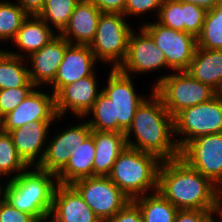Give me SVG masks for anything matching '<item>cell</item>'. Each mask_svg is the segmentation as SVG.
<instances>
[{"label": "cell", "instance_id": "cell-1", "mask_svg": "<svg viewBox=\"0 0 222 222\" xmlns=\"http://www.w3.org/2000/svg\"><path fill=\"white\" fill-rule=\"evenodd\" d=\"M148 95L138 106L131 126L124 133L126 144L153 154L161 161L176 159L180 157V148L174 135V117L169 114L153 88ZM133 135L134 138H131Z\"/></svg>", "mask_w": 222, "mask_h": 222}, {"label": "cell", "instance_id": "cell-2", "mask_svg": "<svg viewBox=\"0 0 222 222\" xmlns=\"http://www.w3.org/2000/svg\"><path fill=\"white\" fill-rule=\"evenodd\" d=\"M109 71L106 85L84 118L92 130L125 133L148 95L137 93L132 76L118 68Z\"/></svg>", "mask_w": 222, "mask_h": 222}, {"label": "cell", "instance_id": "cell-3", "mask_svg": "<svg viewBox=\"0 0 222 222\" xmlns=\"http://www.w3.org/2000/svg\"><path fill=\"white\" fill-rule=\"evenodd\" d=\"M158 191L179 210H212L218 198L216 185L180 157L161 162Z\"/></svg>", "mask_w": 222, "mask_h": 222}, {"label": "cell", "instance_id": "cell-4", "mask_svg": "<svg viewBox=\"0 0 222 222\" xmlns=\"http://www.w3.org/2000/svg\"><path fill=\"white\" fill-rule=\"evenodd\" d=\"M58 184L55 174L31 167L16 178L1 182L0 192L13 207L38 222L49 219Z\"/></svg>", "mask_w": 222, "mask_h": 222}, {"label": "cell", "instance_id": "cell-5", "mask_svg": "<svg viewBox=\"0 0 222 222\" xmlns=\"http://www.w3.org/2000/svg\"><path fill=\"white\" fill-rule=\"evenodd\" d=\"M161 160L150 153L126 146L108 177L131 200L158 190Z\"/></svg>", "mask_w": 222, "mask_h": 222}, {"label": "cell", "instance_id": "cell-6", "mask_svg": "<svg viewBox=\"0 0 222 222\" xmlns=\"http://www.w3.org/2000/svg\"><path fill=\"white\" fill-rule=\"evenodd\" d=\"M154 79L151 88L172 117L185 108L208 102L218 94L187 71L164 72V75Z\"/></svg>", "mask_w": 222, "mask_h": 222}, {"label": "cell", "instance_id": "cell-7", "mask_svg": "<svg viewBox=\"0 0 222 222\" xmlns=\"http://www.w3.org/2000/svg\"><path fill=\"white\" fill-rule=\"evenodd\" d=\"M126 19V20H125ZM121 13H101L90 48L100 64L119 68L127 56L128 40L134 27Z\"/></svg>", "mask_w": 222, "mask_h": 222}, {"label": "cell", "instance_id": "cell-8", "mask_svg": "<svg viewBox=\"0 0 222 222\" xmlns=\"http://www.w3.org/2000/svg\"><path fill=\"white\" fill-rule=\"evenodd\" d=\"M222 132V93L174 116V135L180 150L191 140Z\"/></svg>", "mask_w": 222, "mask_h": 222}, {"label": "cell", "instance_id": "cell-9", "mask_svg": "<svg viewBox=\"0 0 222 222\" xmlns=\"http://www.w3.org/2000/svg\"><path fill=\"white\" fill-rule=\"evenodd\" d=\"M72 186L101 222L112 218L131 200L108 176L83 178Z\"/></svg>", "mask_w": 222, "mask_h": 222}, {"label": "cell", "instance_id": "cell-10", "mask_svg": "<svg viewBox=\"0 0 222 222\" xmlns=\"http://www.w3.org/2000/svg\"><path fill=\"white\" fill-rule=\"evenodd\" d=\"M143 24V25H142ZM141 26L165 55L167 65L173 71H186L197 48L196 37L154 22H142Z\"/></svg>", "mask_w": 222, "mask_h": 222}, {"label": "cell", "instance_id": "cell-11", "mask_svg": "<svg viewBox=\"0 0 222 222\" xmlns=\"http://www.w3.org/2000/svg\"><path fill=\"white\" fill-rule=\"evenodd\" d=\"M118 69L134 77L143 73H155L161 69L173 72L167 65L164 53L156 47L154 40L141 26L138 31L134 29L131 32L127 56Z\"/></svg>", "mask_w": 222, "mask_h": 222}, {"label": "cell", "instance_id": "cell-12", "mask_svg": "<svg viewBox=\"0 0 222 222\" xmlns=\"http://www.w3.org/2000/svg\"><path fill=\"white\" fill-rule=\"evenodd\" d=\"M180 158L217 185L222 180V132L189 141L180 150Z\"/></svg>", "mask_w": 222, "mask_h": 222}, {"label": "cell", "instance_id": "cell-13", "mask_svg": "<svg viewBox=\"0 0 222 222\" xmlns=\"http://www.w3.org/2000/svg\"><path fill=\"white\" fill-rule=\"evenodd\" d=\"M83 119L79 124L65 126V130L48 137L44 157L37 167L39 170L57 175L68 163L74 146L81 144L92 133V129ZM51 137V138H50ZM51 139V140H49Z\"/></svg>", "mask_w": 222, "mask_h": 222}, {"label": "cell", "instance_id": "cell-14", "mask_svg": "<svg viewBox=\"0 0 222 222\" xmlns=\"http://www.w3.org/2000/svg\"><path fill=\"white\" fill-rule=\"evenodd\" d=\"M96 70L92 75L81 78L74 83L64 86L55 95V110L57 116L66 117L69 112L75 118H84L102 92L98 84Z\"/></svg>", "mask_w": 222, "mask_h": 222}, {"label": "cell", "instance_id": "cell-15", "mask_svg": "<svg viewBox=\"0 0 222 222\" xmlns=\"http://www.w3.org/2000/svg\"><path fill=\"white\" fill-rule=\"evenodd\" d=\"M55 95L35 87L11 112L0 119V129L10 132L36 120H55Z\"/></svg>", "mask_w": 222, "mask_h": 222}, {"label": "cell", "instance_id": "cell-16", "mask_svg": "<svg viewBox=\"0 0 222 222\" xmlns=\"http://www.w3.org/2000/svg\"><path fill=\"white\" fill-rule=\"evenodd\" d=\"M61 120L60 116L55 120H36L8 132L18 155L29 168L39 166L46 151L50 127Z\"/></svg>", "mask_w": 222, "mask_h": 222}, {"label": "cell", "instance_id": "cell-17", "mask_svg": "<svg viewBox=\"0 0 222 222\" xmlns=\"http://www.w3.org/2000/svg\"><path fill=\"white\" fill-rule=\"evenodd\" d=\"M98 63L89 45L70 44L64 53L54 81L48 86L56 95L64 86L92 75Z\"/></svg>", "mask_w": 222, "mask_h": 222}, {"label": "cell", "instance_id": "cell-18", "mask_svg": "<svg viewBox=\"0 0 222 222\" xmlns=\"http://www.w3.org/2000/svg\"><path fill=\"white\" fill-rule=\"evenodd\" d=\"M69 45L65 38L57 34L47 45L26 58L29 79L36 87L47 88L54 81Z\"/></svg>", "mask_w": 222, "mask_h": 222}, {"label": "cell", "instance_id": "cell-19", "mask_svg": "<svg viewBox=\"0 0 222 222\" xmlns=\"http://www.w3.org/2000/svg\"><path fill=\"white\" fill-rule=\"evenodd\" d=\"M49 219L52 222H101L72 185L58 184Z\"/></svg>", "mask_w": 222, "mask_h": 222}, {"label": "cell", "instance_id": "cell-20", "mask_svg": "<svg viewBox=\"0 0 222 222\" xmlns=\"http://www.w3.org/2000/svg\"><path fill=\"white\" fill-rule=\"evenodd\" d=\"M101 11L89 0H80L60 34L70 44L89 45L93 42Z\"/></svg>", "mask_w": 222, "mask_h": 222}, {"label": "cell", "instance_id": "cell-21", "mask_svg": "<svg viewBox=\"0 0 222 222\" xmlns=\"http://www.w3.org/2000/svg\"><path fill=\"white\" fill-rule=\"evenodd\" d=\"M57 33L54 32L38 15H29L12 40L13 47L19 50L5 49L8 53L26 59L34 52L47 45Z\"/></svg>", "mask_w": 222, "mask_h": 222}, {"label": "cell", "instance_id": "cell-22", "mask_svg": "<svg viewBox=\"0 0 222 222\" xmlns=\"http://www.w3.org/2000/svg\"><path fill=\"white\" fill-rule=\"evenodd\" d=\"M95 156L93 176H108L120 153L126 148L124 133L92 130Z\"/></svg>", "mask_w": 222, "mask_h": 222}, {"label": "cell", "instance_id": "cell-23", "mask_svg": "<svg viewBox=\"0 0 222 222\" xmlns=\"http://www.w3.org/2000/svg\"><path fill=\"white\" fill-rule=\"evenodd\" d=\"M186 71L194 79L222 93V50L197 47Z\"/></svg>", "mask_w": 222, "mask_h": 222}, {"label": "cell", "instance_id": "cell-24", "mask_svg": "<svg viewBox=\"0 0 222 222\" xmlns=\"http://www.w3.org/2000/svg\"><path fill=\"white\" fill-rule=\"evenodd\" d=\"M95 144L90 134L83 143L73 147L67 165L56 175L59 184L72 185L75 181L93 176Z\"/></svg>", "mask_w": 222, "mask_h": 222}, {"label": "cell", "instance_id": "cell-25", "mask_svg": "<svg viewBox=\"0 0 222 222\" xmlns=\"http://www.w3.org/2000/svg\"><path fill=\"white\" fill-rule=\"evenodd\" d=\"M27 60L0 48V90L36 87L29 79Z\"/></svg>", "mask_w": 222, "mask_h": 222}, {"label": "cell", "instance_id": "cell-26", "mask_svg": "<svg viewBox=\"0 0 222 222\" xmlns=\"http://www.w3.org/2000/svg\"><path fill=\"white\" fill-rule=\"evenodd\" d=\"M133 201L139 207L143 222H174L179 210L158 190L134 198Z\"/></svg>", "mask_w": 222, "mask_h": 222}, {"label": "cell", "instance_id": "cell-27", "mask_svg": "<svg viewBox=\"0 0 222 222\" xmlns=\"http://www.w3.org/2000/svg\"><path fill=\"white\" fill-rule=\"evenodd\" d=\"M28 168L18 155L10 134L0 129V183L4 177L5 181L11 180Z\"/></svg>", "mask_w": 222, "mask_h": 222}, {"label": "cell", "instance_id": "cell-28", "mask_svg": "<svg viewBox=\"0 0 222 222\" xmlns=\"http://www.w3.org/2000/svg\"><path fill=\"white\" fill-rule=\"evenodd\" d=\"M196 40L199 48L222 50V0L206 12L201 33Z\"/></svg>", "mask_w": 222, "mask_h": 222}, {"label": "cell", "instance_id": "cell-29", "mask_svg": "<svg viewBox=\"0 0 222 222\" xmlns=\"http://www.w3.org/2000/svg\"><path fill=\"white\" fill-rule=\"evenodd\" d=\"M80 0H45V5L39 17L55 33L61 34L67 27L70 16ZM54 28V29H53Z\"/></svg>", "mask_w": 222, "mask_h": 222}, {"label": "cell", "instance_id": "cell-30", "mask_svg": "<svg viewBox=\"0 0 222 222\" xmlns=\"http://www.w3.org/2000/svg\"><path fill=\"white\" fill-rule=\"evenodd\" d=\"M29 15L15 2L0 0V42L12 41Z\"/></svg>", "mask_w": 222, "mask_h": 222}, {"label": "cell", "instance_id": "cell-31", "mask_svg": "<svg viewBox=\"0 0 222 222\" xmlns=\"http://www.w3.org/2000/svg\"><path fill=\"white\" fill-rule=\"evenodd\" d=\"M156 18L159 24L184 32L183 1L163 0Z\"/></svg>", "mask_w": 222, "mask_h": 222}, {"label": "cell", "instance_id": "cell-32", "mask_svg": "<svg viewBox=\"0 0 222 222\" xmlns=\"http://www.w3.org/2000/svg\"><path fill=\"white\" fill-rule=\"evenodd\" d=\"M206 10L195 3L183 2L184 32L197 37L202 30Z\"/></svg>", "mask_w": 222, "mask_h": 222}, {"label": "cell", "instance_id": "cell-33", "mask_svg": "<svg viewBox=\"0 0 222 222\" xmlns=\"http://www.w3.org/2000/svg\"><path fill=\"white\" fill-rule=\"evenodd\" d=\"M35 87H17L0 90V119L13 111Z\"/></svg>", "mask_w": 222, "mask_h": 222}, {"label": "cell", "instance_id": "cell-34", "mask_svg": "<svg viewBox=\"0 0 222 222\" xmlns=\"http://www.w3.org/2000/svg\"><path fill=\"white\" fill-rule=\"evenodd\" d=\"M163 0H126L124 13L123 15L127 18H130L131 16L134 17H141L142 19L145 17L143 15H148L149 13L153 14L151 16H158L160 7L162 5Z\"/></svg>", "mask_w": 222, "mask_h": 222}, {"label": "cell", "instance_id": "cell-35", "mask_svg": "<svg viewBox=\"0 0 222 222\" xmlns=\"http://www.w3.org/2000/svg\"><path fill=\"white\" fill-rule=\"evenodd\" d=\"M0 222H37L30 214L13 207L0 192Z\"/></svg>", "mask_w": 222, "mask_h": 222}, {"label": "cell", "instance_id": "cell-36", "mask_svg": "<svg viewBox=\"0 0 222 222\" xmlns=\"http://www.w3.org/2000/svg\"><path fill=\"white\" fill-rule=\"evenodd\" d=\"M106 222H143L138 205L130 200L119 212Z\"/></svg>", "mask_w": 222, "mask_h": 222}, {"label": "cell", "instance_id": "cell-37", "mask_svg": "<svg viewBox=\"0 0 222 222\" xmlns=\"http://www.w3.org/2000/svg\"><path fill=\"white\" fill-rule=\"evenodd\" d=\"M211 210H178L174 222H212Z\"/></svg>", "mask_w": 222, "mask_h": 222}, {"label": "cell", "instance_id": "cell-38", "mask_svg": "<svg viewBox=\"0 0 222 222\" xmlns=\"http://www.w3.org/2000/svg\"><path fill=\"white\" fill-rule=\"evenodd\" d=\"M102 13H124L126 0H89Z\"/></svg>", "mask_w": 222, "mask_h": 222}, {"label": "cell", "instance_id": "cell-39", "mask_svg": "<svg viewBox=\"0 0 222 222\" xmlns=\"http://www.w3.org/2000/svg\"><path fill=\"white\" fill-rule=\"evenodd\" d=\"M28 15H39L45 5V0H15Z\"/></svg>", "mask_w": 222, "mask_h": 222}, {"label": "cell", "instance_id": "cell-40", "mask_svg": "<svg viewBox=\"0 0 222 222\" xmlns=\"http://www.w3.org/2000/svg\"><path fill=\"white\" fill-rule=\"evenodd\" d=\"M188 3H195L206 11L212 10L221 0H177Z\"/></svg>", "mask_w": 222, "mask_h": 222}, {"label": "cell", "instance_id": "cell-41", "mask_svg": "<svg viewBox=\"0 0 222 222\" xmlns=\"http://www.w3.org/2000/svg\"><path fill=\"white\" fill-rule=\"evenodd\" d=\"M211 212L213 217L212 222H222V198H217Z\"/></svg>", "mask_w": 222, "mask_h": 222}, {"label": "cell", "instance_id": "cell-42", "mask_svg": "<svg viewBox=\"0 0 222 222\" xmlns=\"http://www.w3.org/2000/svg\"><path fill=\"white\" fill-rule=\"evenodd\" d=\"M217 195L222 198V180L216 185Z\"/></svg>", "mask_w": 222, "mask_h": 222}, {"label": "cell", "instance_id": "cell-43", "mask_svg": "<svg viewBox=\"0 0 222 222\" xmlns=\"http://www.w3.org/2000/svg\"><path fill=\"white\" fill-rule=\"evenodd\" d=\"M38 222H52L50 219L44 220V221H38Z\"/></svg>", "mask_w": 222, "mask_h": 222}]
</instances>
